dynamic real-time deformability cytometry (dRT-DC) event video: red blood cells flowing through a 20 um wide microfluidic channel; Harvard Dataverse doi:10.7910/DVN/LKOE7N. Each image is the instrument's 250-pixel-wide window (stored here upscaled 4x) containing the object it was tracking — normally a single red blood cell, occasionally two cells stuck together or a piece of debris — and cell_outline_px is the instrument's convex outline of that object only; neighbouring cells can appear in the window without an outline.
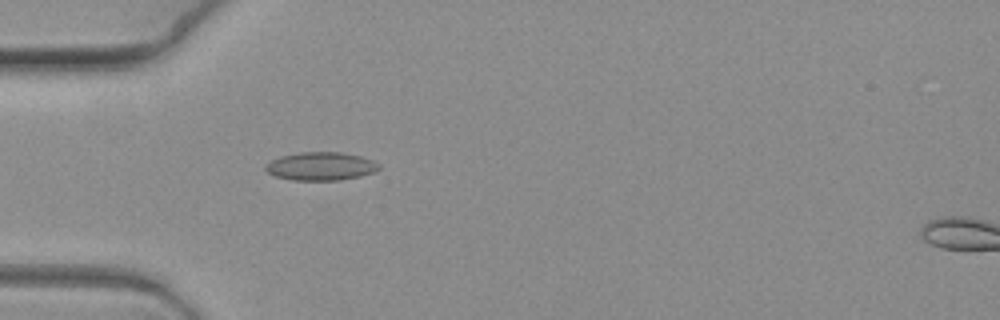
{"species": "common noctule bat (a hibernating species)", "species_latin": "Nyctalus noctula", "temperature_condition": "warm", "stored_images_in_passage": 7, "camera_frame_rate_fps": 3000, "um_per_image_px": 0.085, "animal": {"sex": "female", "body_mass_g": 19.3, "forearm_length_mm": 54.1}, "frame": {"image": 1, "passage_image": 6, "time_ms": 1.667, "image_size_px": [1000, 320], "cell_outline_px": [[380, 168], [372, 172], [360, 176], [340, 180], [292, 180], [276, 176], [268, 172], [264, 168], [264, 164], [280, 156], [300, 152], [340, 152], [360, 156], [372, 160], [380, 164]], "centroid_in_image_um": [27.25, 14.13], "position_along_channel_um": 57.8, "area_um2": 18.61}}